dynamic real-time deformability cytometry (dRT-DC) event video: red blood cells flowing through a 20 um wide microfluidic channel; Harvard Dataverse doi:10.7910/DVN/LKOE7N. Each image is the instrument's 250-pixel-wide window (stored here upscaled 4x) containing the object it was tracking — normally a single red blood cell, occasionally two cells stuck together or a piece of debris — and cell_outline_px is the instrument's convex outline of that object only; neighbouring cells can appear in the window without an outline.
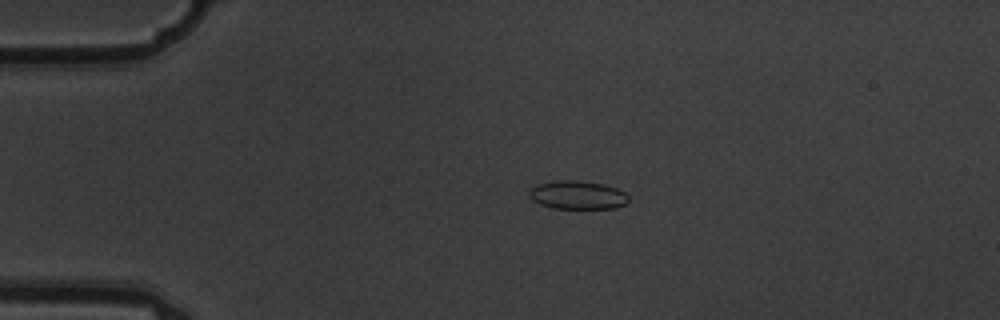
{"species": "common noctule bat (a hibernating species)", "species_latin": "Nyctalus noctula", "temperature_condition": "warm", "stored_images_in_passage": 9, "camera_frame_rate_fps": 3000, "um_per_image_px": 0.085, "animal": {"sex": "male", "body_mass_g": 19.5, "forearm_length_mm": 54.6}, "frame": {"image": 1, "passage_image": 3, "time_ms": 0.667, "image_size_px": [1000, 320], "cell_outline_px": [[628, 204], [616, 208], [552, 208], [540, 204], [532, 200], [528, 192], [536, 184], [556, 180], [580, 180], [604, 184], [616, 188], [624, 192], [628, 196]], "centroid_in_image_um": [49.1, 16.57], "position_along_channel_um": 35.9, "area_um2": 16.59}}
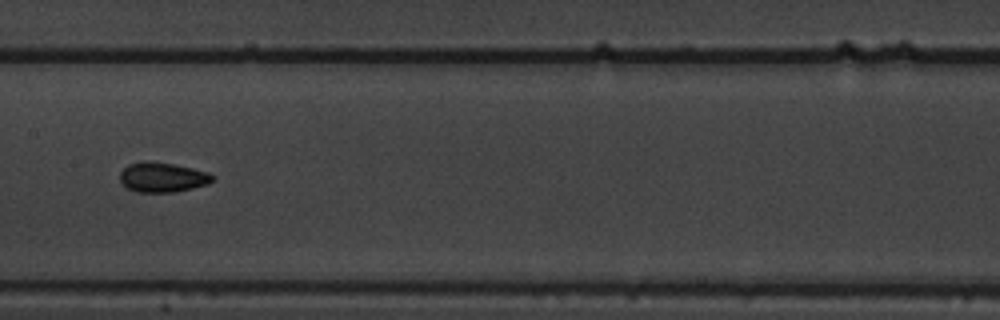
{"frame": {"image": 2, "passage_image": 7, "time_ms": 2.0, "image_size_px": [1000, 320], "cell_outline_px": [[216, 176], [208, 184], [176, 192], [136, 192], [128, 188], [120, 180], [120, 172], [128, 164], [144, 160], [152, 160], [192, 168], [208, 172]], "centroid_in_image_um": [13.81, 15.05], "position_along_channel_um": 193.6, "area_um2": 16.18}}
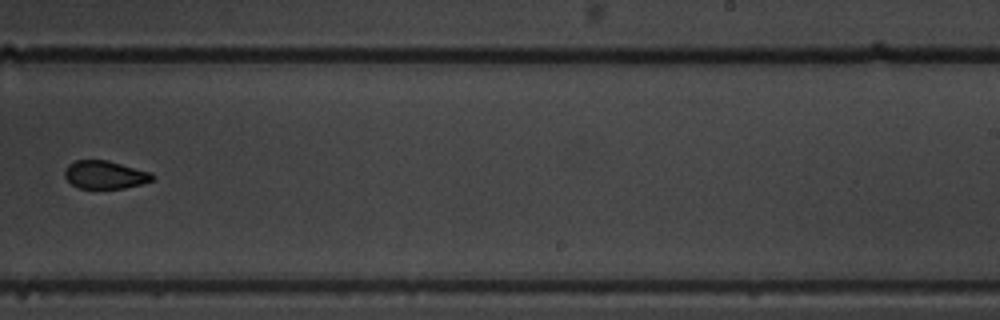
{"frame": {"image": 3, "passage_image": 9, "time_ms": 2.667, "image_size_px": [1000, 320], "cell_outline_px": [[156, 176], [152, 180], [140, 184], [124, 188], [76, 188], [64, 176], [64, 172], [68, 164], [76, 160], [108, 160], [152, 172]], "centroid_in_image_um": [8.93, 14.84], "position_along_channel_um": 280.1, "area_um2": 14.39}}